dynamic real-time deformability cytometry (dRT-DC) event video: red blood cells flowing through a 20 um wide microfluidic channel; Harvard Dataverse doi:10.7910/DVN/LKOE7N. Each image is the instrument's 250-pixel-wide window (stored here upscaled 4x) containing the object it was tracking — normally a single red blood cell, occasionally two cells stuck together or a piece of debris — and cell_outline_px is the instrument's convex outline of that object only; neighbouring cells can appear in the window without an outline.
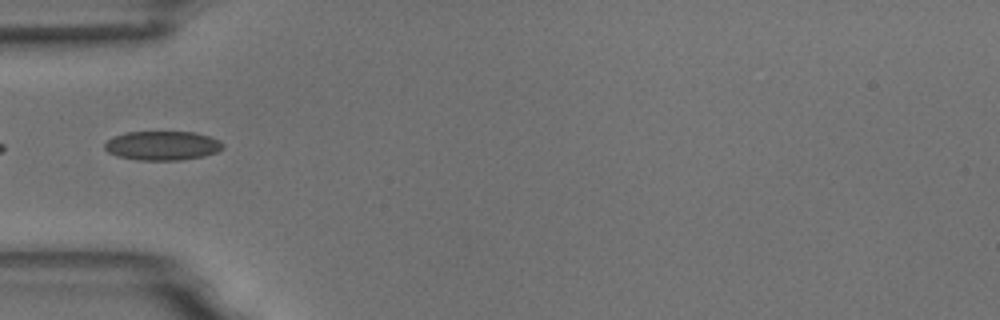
{"species": "common noctule bat (a hibernating species)", "species_latin": "Nyctalus noctula", "temperature_condition": "room temperature", "stored_images_in_passage": 2, "camera_frame_rate_fps": 3000, "um_per_image_px": 0.085, "animal": {"sex": "male", "body_mass_g": 18.8}, "frame": {"image": 1, "passage_image": 1, "time_ms": 0.0, "image_size_px": [1000, 320], "cell_outline_px": [[224, 148], [216, 152], [204, 156], [180, 160], [136, 160], [116, 156], [108, 152], [104, 148], [104, 144], [112, 136], [124, 132], [196, 132], [220, 140], [224, 144]], "centroid_in_image_um": [13.79, 12.38], "position_along_channel_um": 71.2, "area_um2": 20.29}}